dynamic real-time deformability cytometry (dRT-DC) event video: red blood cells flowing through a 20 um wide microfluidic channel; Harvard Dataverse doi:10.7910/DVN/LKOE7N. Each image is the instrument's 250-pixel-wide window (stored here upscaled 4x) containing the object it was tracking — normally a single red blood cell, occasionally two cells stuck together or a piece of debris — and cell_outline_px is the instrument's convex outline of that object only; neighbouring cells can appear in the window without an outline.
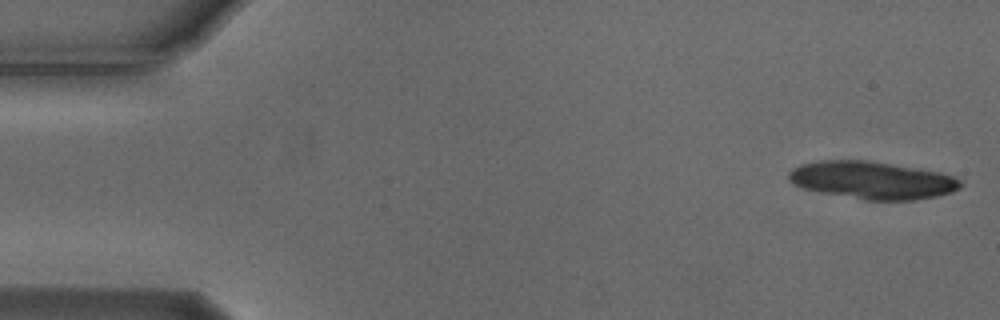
{"species": "Egyptian fruit bat (a non-hibernating species)", "species_latin": "Rousettus aegyptiacus", "temperature_condition": "cold", "stored_images_in_passage": 14, "camera_frame_rate_fps": 3000, "um_per_image_px": 0.085, "animal": {"sex": "male"}, "frame": {"image": 1, "passage_image": 1, "time_ms": 0.0, "image_size_px": [1000, 320], "cell_outline_px": [[964, 184], [960, 188], [952, 192], [936, 196], [912, 200], [864, 200], [820, 192], [804, 188], [792, 184], [788, 180], [788, 172], [792, 168], [800, 164], [820, 160], [864, 160], [920, 168], [940, 172], [956, 176]], "centroid_in_image_um": [74.14, 15.31], "position_along_channel_um": 10.9, "area_um2": 37.92}}